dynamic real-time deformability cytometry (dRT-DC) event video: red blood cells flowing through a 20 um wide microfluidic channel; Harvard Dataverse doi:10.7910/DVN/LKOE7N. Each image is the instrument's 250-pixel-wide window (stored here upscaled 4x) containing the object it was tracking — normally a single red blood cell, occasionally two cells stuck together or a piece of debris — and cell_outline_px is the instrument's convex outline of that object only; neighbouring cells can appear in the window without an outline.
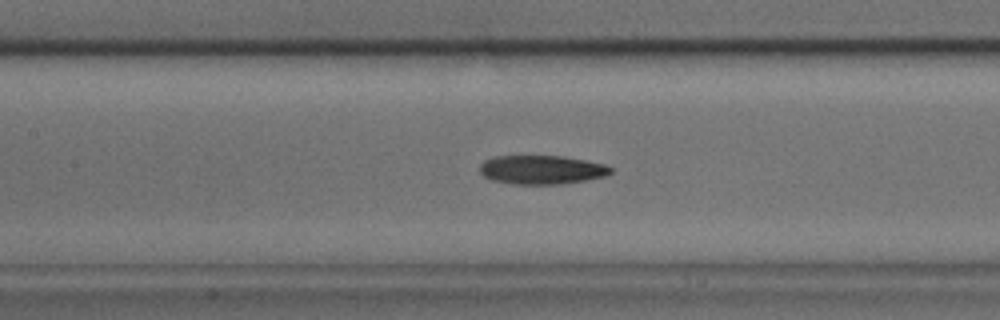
{"species": "common noctule bat (a hibernating species)", "species_latin": "Nyctalus noctula", "temperature_condition": "cold", "stored_images_in_passage": 35, "camera_frame_rate_fps": 3000, "um_per_image_px": 0.085, "animal": {"sex": "male", "body_mass_g": 17.9, "forearm_length_mm": 54.2}, "frame": {"image": 1, "passage_image": 17, "time_ms": 5.333, "image_size_px": [1000, 320], "cell_outline_px": [[612, 172], [604, 176], [584, 180], [560, 184], [512, 184], [492, 180], [484, 176], [480, 172], [480, 164], [484, 160], [492, 156], [564, 156], [604, 164], [612, 168]], "centroid_in_image_um": [46.0, 14.42], "position_along_channel_um": 161.4, "area_um2": 21.96}}
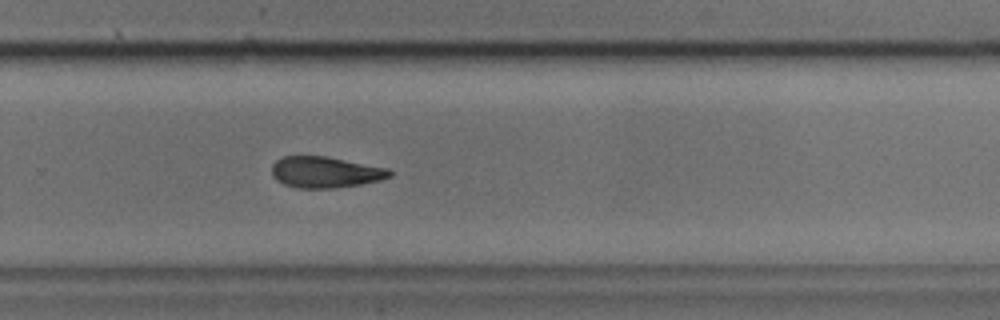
{"frame": {"image": 2, "passage_image": 26, "time_ms": 8.333, "image_size_px": [1000, 320], "cell_outline_px": [[392, 176], [380, 180], [360, 184], [336, 188], [296, 188], [284, 184], [276, 180], [272, 176], [272, 164], [280, 156], [328, 156], [388, 168], [392, 172]], "centroid_in_image_um": [27.63, 14.63], "position_along_channel_um": 302.2, "area_um2": 21.62}}
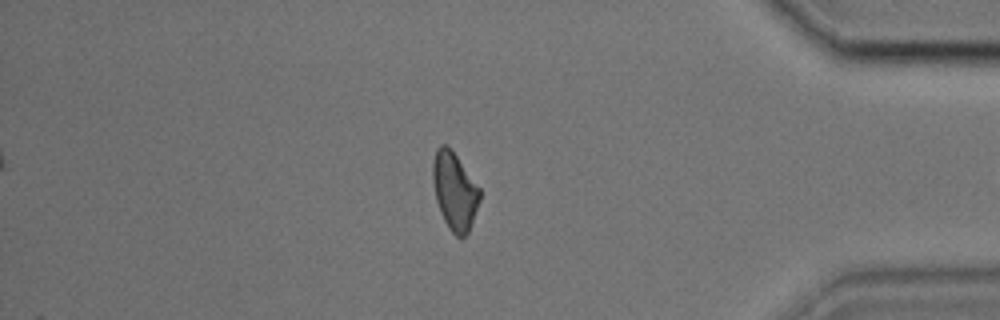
{"frame": {"image": 3, "passage_image": 34, "time_ms": 11.0, "image_size_px": [1000, 320], "cell_outline_px": [[480, 200], [468, 232], [460, 240], [448, 228], [440, 212], [436, 200], [432, 180], [432, 164], [436, 148], [440, 144], [444, 144], [456, 156], [480, 188]], "centroid_in_image_um": [38.62, 16.27], "position_along_channel_um": 396.6, "area_um2": 21.1}}